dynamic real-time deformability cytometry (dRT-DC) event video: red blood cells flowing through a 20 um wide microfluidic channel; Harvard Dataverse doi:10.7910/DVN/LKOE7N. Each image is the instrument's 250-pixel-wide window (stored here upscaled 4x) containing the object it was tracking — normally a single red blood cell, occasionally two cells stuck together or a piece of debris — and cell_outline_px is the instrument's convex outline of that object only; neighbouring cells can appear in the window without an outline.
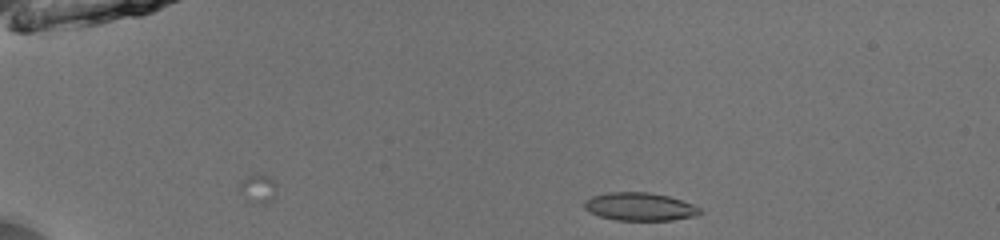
{"species": "common noctule bat (a hibernating species)", "species_latin": "Nyctalus noctula", "temperature_condition": "room temperature", "stored_images_in_passage": 42, "camera_frame_rate_fps": 3000, "um_per_image_px": 0.085, "animal": {"sex": "male", "body_mass_g": 13.0, "forearm_length_mm": 53.1}, "frame": {"image": 1, "passage_image": 1, "time_ms": 0.0, "image_size_px": [1000, 240], "cell_outline_px": [[704, 212], [696, 216], [672, 220], [616, 220], [600, 216], [584, 208], [584, 200], [592, 196], [608, 192], [648, 192], [668, 196], [692, 204], [700, 208]], "centroid_in_image_um": [54.4, 17.56], "position_along_channel_um": 30.6, "area_um2": 18.84}}
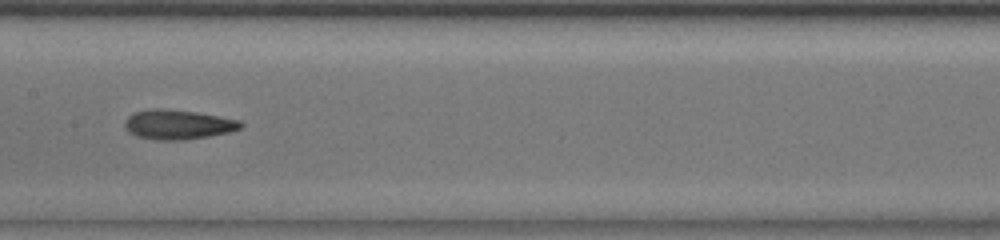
{"frame": {"image": 2, "passage_image": 19, "time_ms": 6.0, "image_size_px": [1000, 240], "cell_outline_px": [[244, 128], [228, 132], [208, 136], [184, 140], [160, 140], [136, 136], [128, 132], [124, 124], [128, 116], [136, 112], [152, 108], [160, 108], [196, 112], [240, 120], [244, 124]], "centroid_in_image_um": [15.15, 10.58], "position_along_channel_um": 192.3, "area_um2": 19.94}}
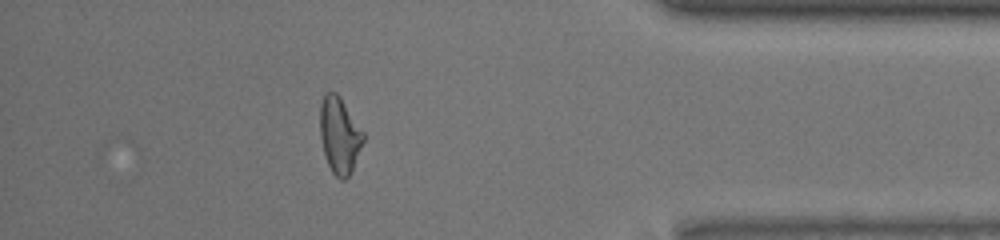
{"frame": {"image": 3, "passage_image": 37, "time_ms": 12.0, "image_size_px": [1000, 240], "cell_outline_px": [[364, 140], [352, 172], [344, 180], [340, 180], [332, 172], [328, 164], [324, 152], [320, 136], [320, 104], [324, 92], [336, 92], [340, 96], [364, 132]], "centroid_in_image_um": [28.86, 11.49], "position_along_channel_um": 406.3, "area_um2": 19.36}, "authors_computed_cell_mechanics": {"area_um2": 19.2185, "velocity_mm_per_s": 3.9962, "shape_relaxation_time_tau1_ms": 4.9391, "shape_relaxation_time_tau2_ms": 3.4305, "deformation_change_tau1": 0.1582, "deformation_change_tau2": 0.1232}}